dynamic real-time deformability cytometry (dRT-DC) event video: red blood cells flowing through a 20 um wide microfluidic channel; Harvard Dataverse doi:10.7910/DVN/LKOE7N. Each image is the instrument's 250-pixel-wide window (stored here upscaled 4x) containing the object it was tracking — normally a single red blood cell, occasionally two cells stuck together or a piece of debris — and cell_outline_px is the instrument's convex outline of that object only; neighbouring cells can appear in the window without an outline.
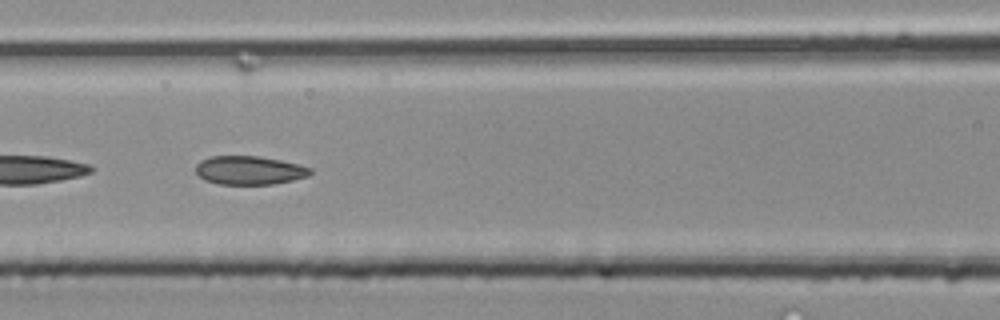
{"species": "common noctule bat (a hibernating species)", "species_latin": "Nyctalus noctula", "temperature_condition": "room temperature", "stored_images_in_passage": 43, "camera_frame_rate_fps": 3000, "um_per_image_px": 0.085, "animal": {"sex": "male", "body_mass_g": 20.4}, "frame": {"image": 1, "passage_image": 19, "time_ms": 6.0, "image_size_px": [1000, 320], "cell_outline_px": [[312, 172], [308, 176], [292, 180], [272, 184], [216, 184], [204, 180], [196, 172], [196, 164], [200, 160], [212, 156], [256, 156], [280, 160], [300, 164], [312, 168]], "centroid_in_image_um": [21.19, 14.47], "position_along_channel_um": 145.4, "area_um2": 19.13}}
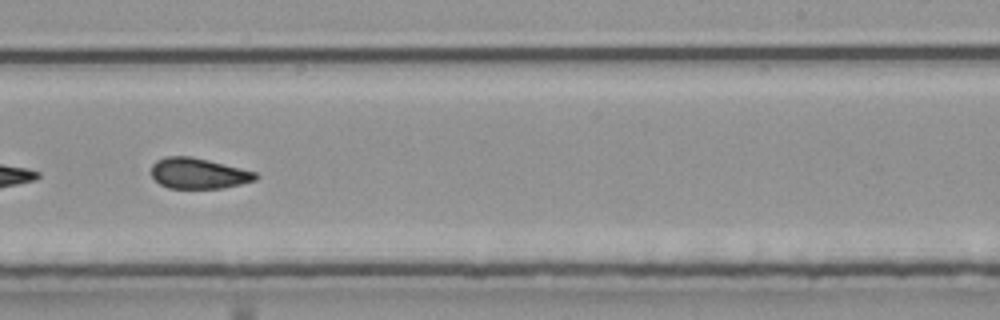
{"frame": {"image": 2, "passage_image": 27, "time_ms": 8.667, "image_size_px": [1000, 320], "cell_outline_px": [[260, 176], [256, 180], [224, 188], [168, 188], [160, 184], [152, 176], [152, 164], [156, 160], [164, 156], [192, 156], [256, 172]], "centroid_in_image_um": [16.87, 14.73], "position_along_channel_um": 272.1, "area_um2": 18.67}}
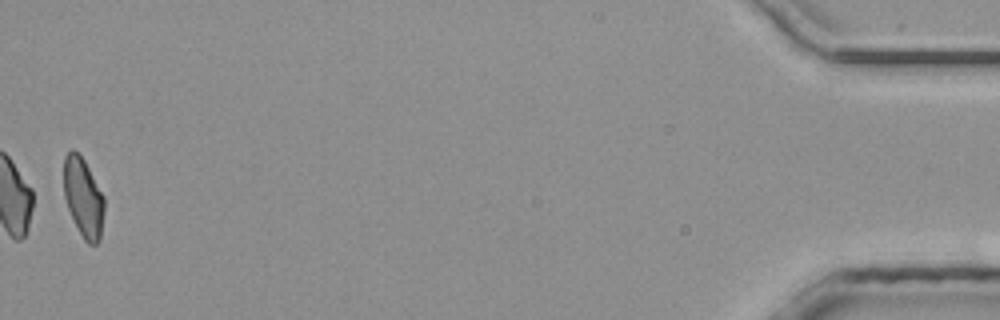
{"frame": {"image": 3, "passage_image": 43, "time_ms": 14.0, "image_size_px": [1000, 320], "cell_outline_px": [[104, 208], [100, 240], [96, 244], [88, 244], [84, 240], [68, 208], [64, 196], [64, 156], [72, 148], [84, 160], [104, 196]], "centroid_in_image_um": [7.08, 16.78], "position_along_channel_um": 428.1, "area_um2": 18.44}}